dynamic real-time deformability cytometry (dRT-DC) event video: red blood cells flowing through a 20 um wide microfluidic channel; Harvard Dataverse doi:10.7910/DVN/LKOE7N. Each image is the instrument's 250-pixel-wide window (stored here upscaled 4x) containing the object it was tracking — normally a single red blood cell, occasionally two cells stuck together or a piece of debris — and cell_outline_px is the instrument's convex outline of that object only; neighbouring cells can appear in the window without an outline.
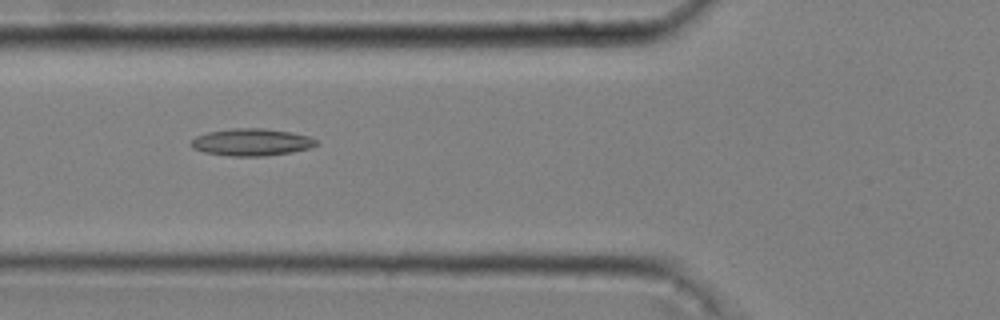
{"species": "common noctule bat (a hibernating species)", "species_latin": "Nyctalus noctula", "temperature_condition": "cold", "stored_images_in_passage": 44, "camera_frame_rate_fps": 3000, "um_per_image_px": 0.085, "animal": {"sex": "male", "body_mass_g": 20.4}, "frame": {"image": 1, "passage_image": 14, "time_ms": 4.333, "image_size_px": [1000, 320], "cell_outline_px": [[316, 144], [312, 148], [292, 152], [264, 156], [228, 156], [204, 152], [192, 148], [188, 144], [196, 136], [208, 132], [232, 128], [264, 128], [288, 132], [308, 136], [316, 140]], "centroid_in_image_um": [21.34, 12.09], "position_along_channel_um": 104.5, "area_um2": 19.83}}
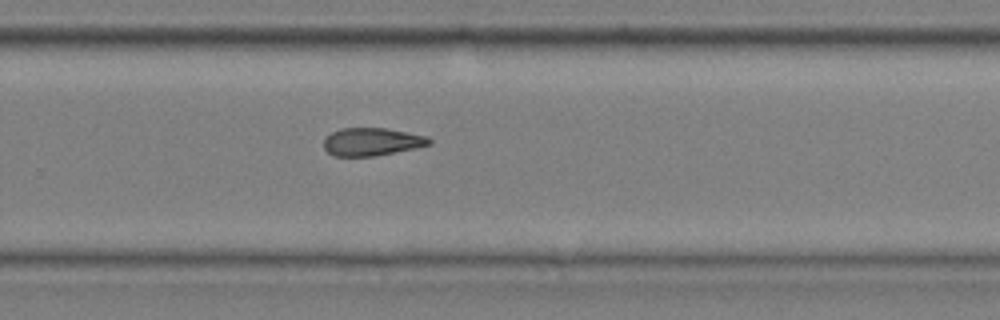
{"frame": {"image": 2, "passage_image": 30, "time_ms": 9.667, "image_size_px": [1000, 320], "cell_outline_px": [[432, 144], [416, 148], [376, 156], [332, 156], [324, 148], [324, 140], [332, 132], [340, 128], [384, 128], [428, 136], [432, 140]], "centroid_in_image_um": [31.62, 12.05], "position_along_channel_um": 298.2, "area_um2": 17.17}}
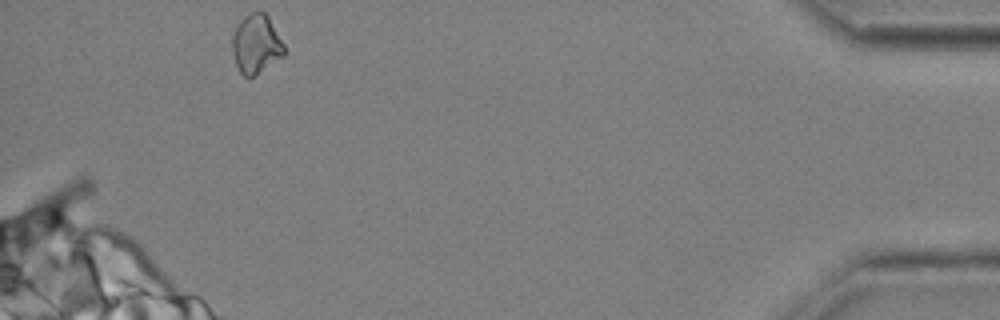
{"frame": {"image": 3, "passage_image": 44, "time_ms": 14.333, "image_size_px": [1000, 320], "cell_outline_px": [[284, 56], [252, 76], [244, 76], [240, 72], [236, 64], [232, 52], [232, 36], [240, 20], [244, 16], [252, 12], [264, 12], [268, 16], [284, 44]], "centroid_in_image_um": [21.76, 3.73], "position_along_channel_um": 413.4, "area_um2": 17.57}, "authors_computed_cell_mechanics": {"area_um2": 18.1781, "velocity_mm_per_s": 3.6352, "shape_relaxation_time_tau1_ms": null, "shape_relaxation_time_tau2_ms": 9.8363, "deformation_change_tau1": null, "deformation_change_tau2": 0.215}}